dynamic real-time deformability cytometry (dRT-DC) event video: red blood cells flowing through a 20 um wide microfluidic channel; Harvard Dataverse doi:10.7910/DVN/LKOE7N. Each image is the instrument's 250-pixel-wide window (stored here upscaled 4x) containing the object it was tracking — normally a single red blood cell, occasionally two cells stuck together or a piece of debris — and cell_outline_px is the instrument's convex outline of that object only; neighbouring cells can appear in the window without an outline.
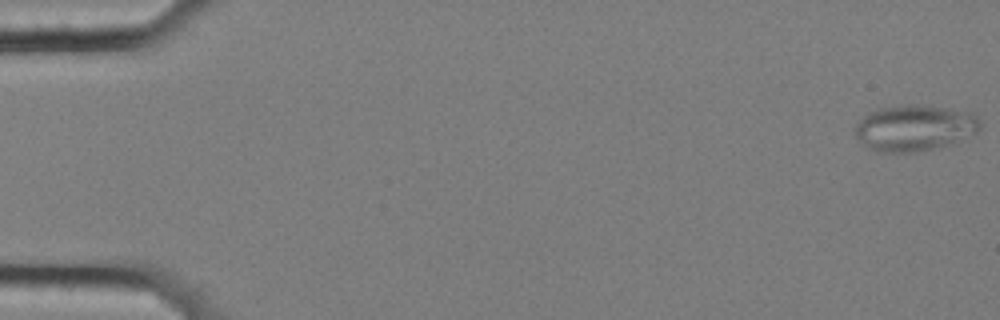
{"species": "common noctule bat (a hibernating species)", "species_latin": "Nyctalus noctula", "temperature_condition": "cold", "stored_images_in_passage": 58, "camera_frame_rate_fps": 3000, "um_per_image_px": 0.085, "animal": {"sex": "female", "body_mass_g": 25.1}, "frame": {"image": 1, "passage_image": 1, "time_ms": 0.0, "image_size_px": [1000, 320], "cell_outline_px": [[980, 128], [976, 132], [952, 144], [912, 152], [876, 152], [868, 148], [856, 136], [856, 124], [868, 112], [880, 108], [900, 104], [916, 104], [948, 108], [972, 112], [980, 120]], "centroid_in_image_um": [77.74, 10.86], "position_along_channel_um": 7.3, "area_um2": 33.58}}
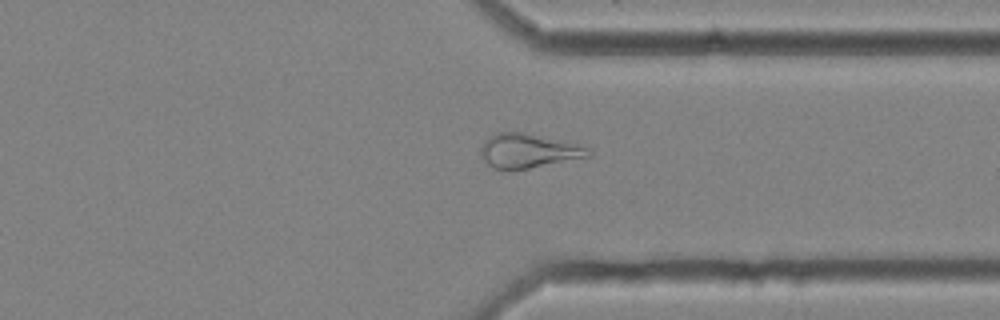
{"frame": {"image": 2, "passage_image": 45, "time_ms": 14.667, "image_size_px": [1000, 320], "cell_outline_px": [[592, 156], [528, 168], [496, 168], [488, 164], [480, 156], [480, 148], [484, 140], [488, 136], [496, 132], [524, 132], [580, 144], [592, 148]], "centroid_in_image_um": [44.94, 12.78], "position_along_channel_um": 366.5, "area_um2": 21.5}}
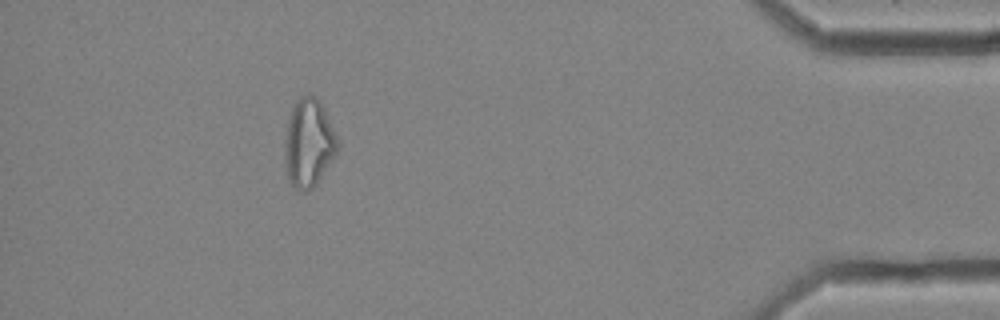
{"frame": {"image": 3, "passage_image": 53, "time_ms": 17.333, "image_size_px": [1000, 320], "cell_outline_px": [[340, 144], [336, 152], [316, 184], [308, 192], [304, 192], [296, 188], [292, 184], [288, 176], [284, 160], [288, 120], [292, 108], [296, 100], [300, 96], [308, 92], [316, 96], [320, 100], [324, 108]], "centroid_in_image_um": [26.24, 12.11], "position_along_channel_um": 409.0, "area_um2": 26.93}, "authors_computed_cell_mechanics": {"area_um2": 25.2297, "velocity_mm_per_s": 3.4973, "shape_relaxation_time_tau1_ms": null, "shape_relaxation_time_tau2_ms": 5.6926, "deformation_change_tau1": null, "deformation_change_tau2": 0.1486}}